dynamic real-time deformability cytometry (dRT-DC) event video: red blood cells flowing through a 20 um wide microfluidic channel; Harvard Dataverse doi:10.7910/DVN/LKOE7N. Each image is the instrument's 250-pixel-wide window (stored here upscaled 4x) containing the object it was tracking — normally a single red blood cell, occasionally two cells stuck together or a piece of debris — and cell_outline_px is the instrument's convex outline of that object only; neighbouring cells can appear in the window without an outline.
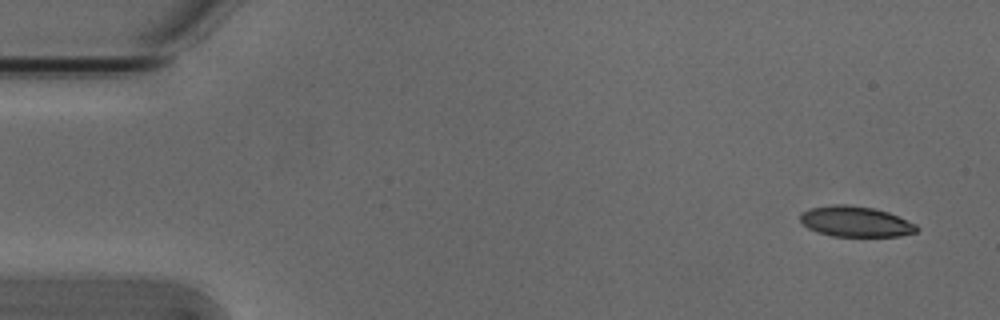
{"species": "Egyptian fruit bat (a non-hibernating species)", "species_latin": "Rousettus aegyptiacus", "temperature_condition": "cold", "stored_images_in_passage": 5, "camera_frame_rate_fps": 3000, "um_per_image_px": 0.085, "animal": {"sex": "male"}, "frame": {"image": 1, "passage_image": 1, "time_ms": 0.0, "image_size_px": [1000, 320], "cell_outline_px": [[920, 228], [916, 232], [900, 236], [832, 236], [816, 232], [808, 228], [800, 220], [800, 212], [812, 208], [832, 204], [844, 204], [872, 208], [888, 212], [916, 224]], "centroid_in_image_um": [72.72, 18.84], "position_along_channel_um": 12.3, "area_um2": 20.69}}
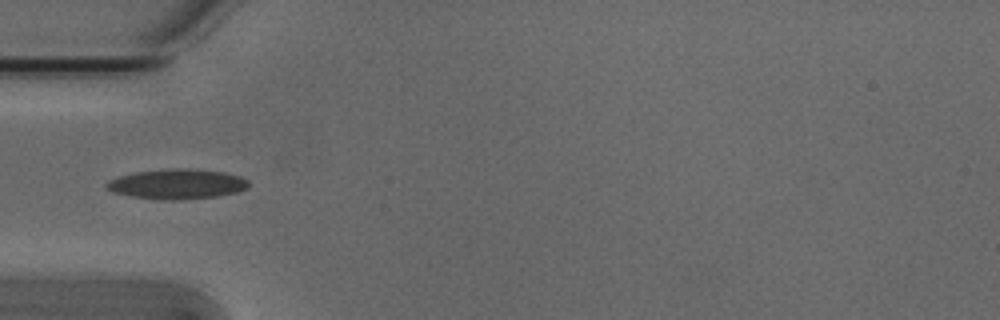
{"frame": {"image": 2, "passage_image": 5, "time_ms": 1.333, "image_size_px": [1000, 320], "cell_outline_px": [[248, 188], [236, 192], [216, 196], [180, 200], [160, 200], [132, 196], [112, 192], [104, 188], [104, 184], [108, 180], [120, 176], [136, 172], [172, 168], [188, 168], [224, 172], [240, 176], [248, 180]], "centroid_in_image_um": [15.02, 15.64], "position_along_channel_um": 70.0, "area_um2": 24.91}}